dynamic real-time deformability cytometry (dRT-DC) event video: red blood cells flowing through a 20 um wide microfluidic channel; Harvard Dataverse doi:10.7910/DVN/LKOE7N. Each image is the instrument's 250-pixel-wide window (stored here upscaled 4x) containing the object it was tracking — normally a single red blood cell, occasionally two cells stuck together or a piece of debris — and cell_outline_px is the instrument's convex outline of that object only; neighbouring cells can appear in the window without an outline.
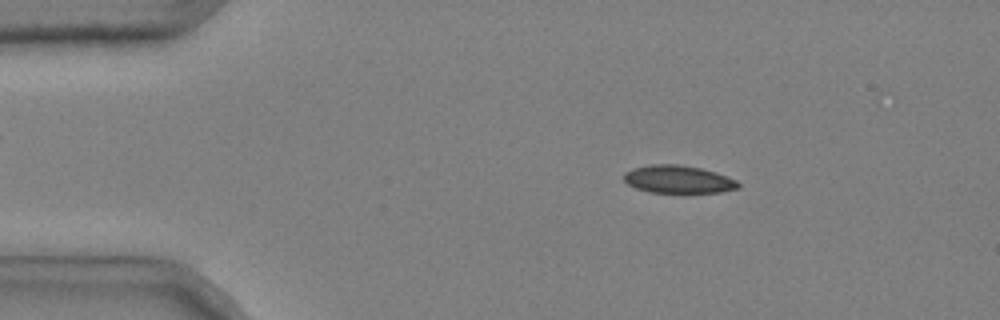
{"species": "common noctule bat (a hibernating species)", "species_latin": "Nyctalus noctula", "temperature_condition": "cold", "stored_images_in_passage": 47, "camera_frame_rate_fps": 3000, "um_per_image_px": 0.085, "animal": {"sex": "male", "body_mass_g": 20.4}, "frame": {"image": 1, "passage_image": 7, "time_ms": 2.0, "image_size_px": [1000, 320], "cell_outline_px": [[740, 188], [720, 192], [684, 196], [648, 192], [636, 188], [628, 184], [624, 180], [624, 172], [632, 168], [648, 164], [676, 164], [700, 168], [716, 172], [736, 180], [740, 184]], "centroid_in_image_um": [57.66, 15.3], "position_along_channel_um": 27.3, "area_um2": 19.54}}
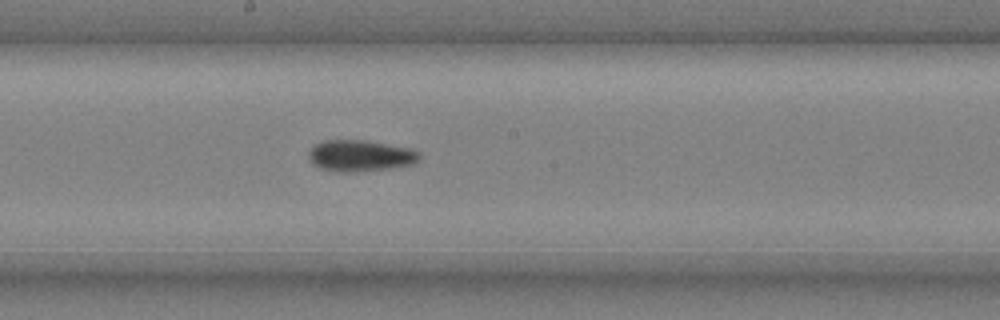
{"frame": {"image": 2, "passage_image": 27, "time_ms": 8.667, "image_size_px": [1000, 320], "cell_outline_px": [[420, 160], [416, 164], [392, 168], [356, 172], [340, 172], [320, 168], [312, 164], [308, 160], [308, 152], [316, 144], [324, 140], [364, 140], [412, 148], [420, 152]], "centroid_in_image_um": [30.66, 13.24], "position_along_channel_um": 217.5, "area_um2": 20.58}}
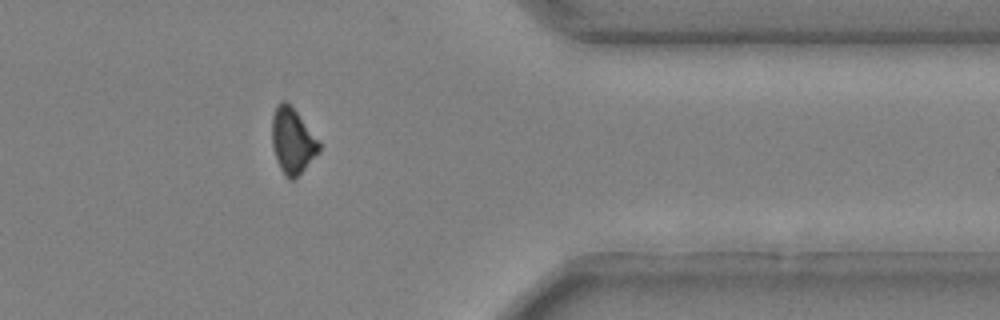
{"frame": {"image": 3, "passage_image": 42, "time_ms": 13.667, "image_size_px": [1000, 320], "cell_outline_px": [[320, 152], [292, 180], [288, 180], [284, 176], [276, 160], [272, 144], [272, 116], [276, 104], [280, 100], [284, 100], [296, 112], [320, 144]], "centroid_in_image_um": [24.82, 11.98], "position_along_channel_um": 386.6, "area_um2": 17.63}}